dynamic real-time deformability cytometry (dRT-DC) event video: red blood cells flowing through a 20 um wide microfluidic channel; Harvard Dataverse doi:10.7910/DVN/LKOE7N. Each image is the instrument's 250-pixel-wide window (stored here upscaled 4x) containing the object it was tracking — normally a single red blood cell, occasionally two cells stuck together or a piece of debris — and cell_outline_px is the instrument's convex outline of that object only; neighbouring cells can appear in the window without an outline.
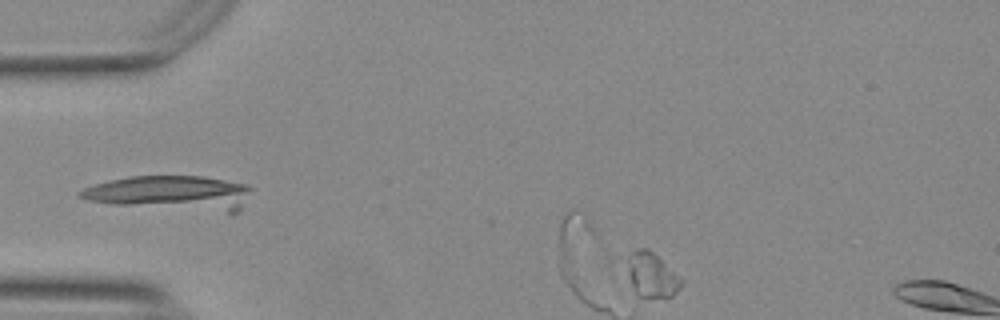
{"species": "Egyptian fruit bat (a non-hibernating species)", "species_latin": "Rousettus aegyptiacus", "temperature_condition": "warm", "stored_images_in_passage": 4, "segment_of_instrument_passage": [1, 2], "camera_frame_rate_fps": 3000, "um_per_image_px": 0.085, "animal": {"sex": "female"}, "frame": {"image": 1, "passage_image": 1, "time_ms": 0.0, "image_size_px": [1000, 320], "cell_outline_px": [[680, 288], [672, 296], [640, 300], [636, 296], [624, 260], [632, 252], [640, 248], [648, 248], [680, 280]], "centroid_in_image_um": [55.29, 23.43], "position_along_channel_um": 29.7, "area_um2": 13.87}}